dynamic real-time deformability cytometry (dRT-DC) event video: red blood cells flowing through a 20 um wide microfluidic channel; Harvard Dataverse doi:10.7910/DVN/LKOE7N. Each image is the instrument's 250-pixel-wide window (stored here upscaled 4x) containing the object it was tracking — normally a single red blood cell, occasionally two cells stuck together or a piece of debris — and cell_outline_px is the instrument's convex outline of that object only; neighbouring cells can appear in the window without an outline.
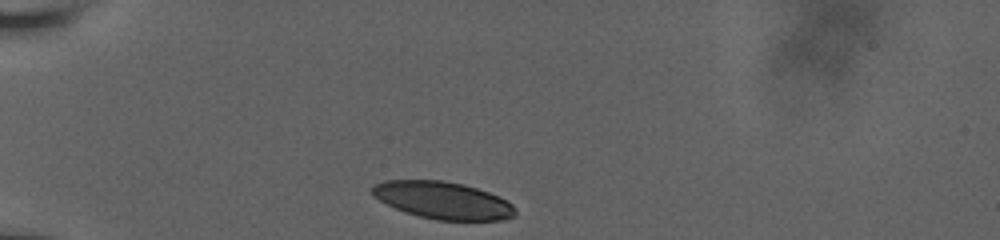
{"species": "human", "species_latin": "Homo sapiens", "temperature_condition": "room temperature", "stored_images_in_passage": 33, "camera_frame_rate_fps": 3000, "um_per_image_px": 0.085, "donor": {"sex": "male"}, "frame": {"image": 1, "passage_image": 1, "time_ms": 0.0, "image_size_px": [1000, 240], "cell_outline_px": [[516, 216], [504, 220], [436, 220], [404, 212], [372, 196], [372, 184], [384, 180], [444, 180], [464, 184], [488, 192], [512, 204], [516, 212]], "centroid_in_image_um": [37.62, 17.02], "position_along_channel_um": 47.4, "area_um2": 31.04}}
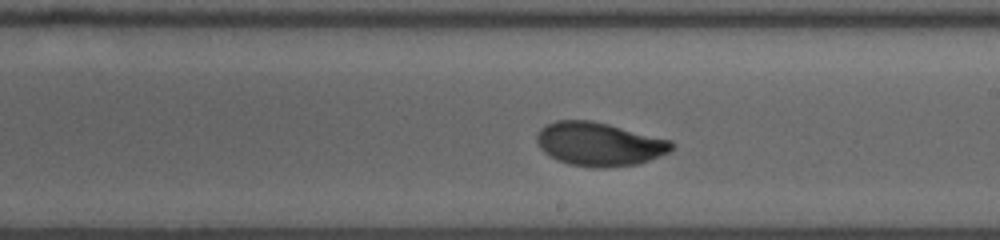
{"frame": {"image": 2, "passage_image": 19, "time_ms": 6.0, "image_size_px": [1000, 240], "cell_outline_px": [[676, 144], [668, 152], [648, 160], [636, 164], [604, 168], [592, 168], [568, 164], [556, 160], [548, 156], [540, 148], [536, 140], [536, 136], [540, 128], [556, 120], [592, 120], [672, 140]], "centroid_in_image_um": [50.9, 12.25], "position_along_channel_um": 238.1, "area_um2": 34.39}}
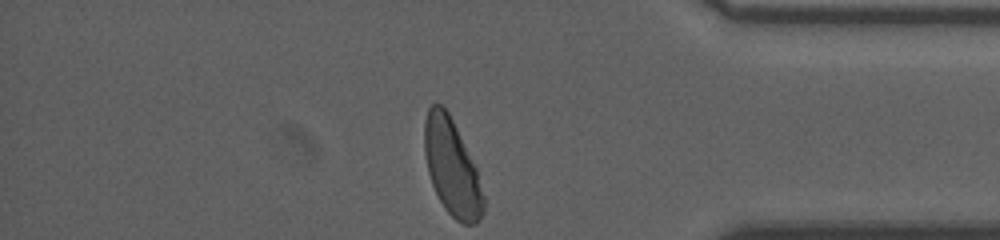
{"frame": {"image": 3, "passage_image": 33, "time_ms": 10.667, "image_size_px": [1000, 240], "cell_outline_px": [[484, 212], [476, 224], [464, 224], [456, 220], [444, 208], [432, 184], [428, 172], [424, 152], [424, 120], [428, 108], [432, 104], [440, 104], [448, 112], [476, 168], [484, 196]], "centroid_in_image_um": [38.4, 14.25], "position_along_channel_um": 396.8, "area_um2": 32.77}, "authors_computed_cell_mechanics": {"area_um2": 33.9286, "velocity_mm_per_s": 3.7879, "shape_relaxation_time_tau1_ms": 4.3724, "shape_relaxation_time_tau2_ms": 0.9186, "deformation_change_tau1": 0.1843, "deformation_change_tau2": 0.0493}}